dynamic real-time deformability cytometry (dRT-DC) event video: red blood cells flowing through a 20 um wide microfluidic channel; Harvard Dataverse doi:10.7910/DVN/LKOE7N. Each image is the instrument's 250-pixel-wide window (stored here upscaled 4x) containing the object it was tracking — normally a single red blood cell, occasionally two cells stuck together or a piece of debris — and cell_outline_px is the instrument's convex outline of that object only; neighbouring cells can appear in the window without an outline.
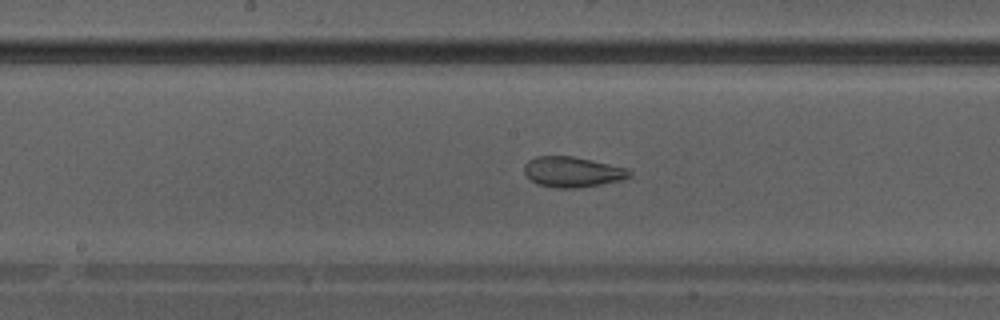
{"species": "Egyptian fruit bat (a non-hibernating species)", "species_latin": "Rousettus aegyptiacus", "temperature_condition": "warm", "stored_images_in_passage": 29, "camera_frame_rate_fps": 3000, "um_per_image_px": 0.085, "animal": {"sex": "male"}, "frame": {"image": 1, "passage_image": 13, "time_ms": 4.0, "image_size_px": [1000, 320], "cell_outline_px": [[632, 176], [620, 180], [580, 188], [556, 188], [536, 184], [524, 172], [524, 164], [528, 160], [536, 156], [572, 156], [592, 160], [628, 168], [632, 172]], "centroid_in_image_um": [48.66, 14.61], "position_along_channel_um": 199.5, "area_um2": 18.73}}
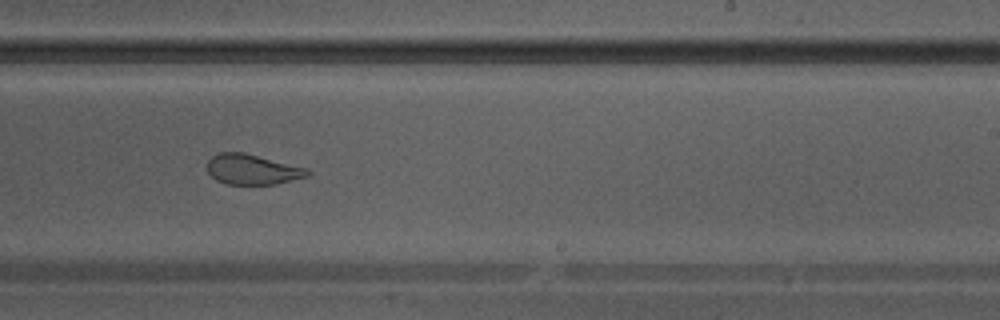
{"frame": {"image": 2, "passage_image": 17, "time_ms": 5.333, "image_size_px": [1000, 320], "cell_outline_px": [[312, 172], [308, 176], [276, 184], [224, 184], [216, 180], [208, 172], [208, 160], [212, 156], [220, 152], [244, 152], [308, 168]], "centroid_in_image_um": [21.47, 14.4], "position_along_channel_um": 267.5, "area_um2": 17.74}}